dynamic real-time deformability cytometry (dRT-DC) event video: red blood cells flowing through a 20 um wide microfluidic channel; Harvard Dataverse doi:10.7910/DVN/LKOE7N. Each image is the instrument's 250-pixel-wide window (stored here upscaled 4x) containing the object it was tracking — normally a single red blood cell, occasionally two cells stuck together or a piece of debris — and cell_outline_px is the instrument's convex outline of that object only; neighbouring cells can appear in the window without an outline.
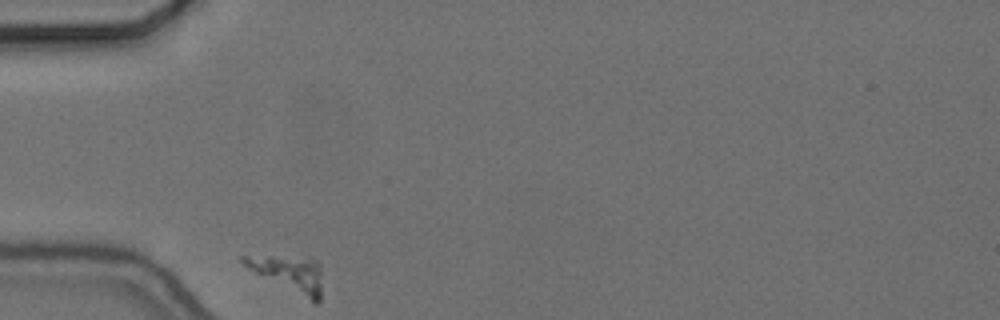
{"species": "common noctule bat (a hibernating species)", "species_latin": "Nyctalus noctula", "temperature_condition": "cold", "stored_images_in_passage": 36, "camera_frame_rate_fps": 3000, "um_per_image_px": 0.085, "animal": {"sex": "female", "body_mass_g": 24.6, "forearm_length_mm": 56.2}, "frame": {"image": 1, "passage_image": 1, "time_ms": 0.0, "image_size_px": [1000, 320], "cell_outline_px": [[320, 300], [316, 304], [248, 268], [240, 260], [240, 256], [272, 256], [316, 260], [320, 264]], "centroid_in_image_um": [24.58, 23.27], "position_along_channel_um": 60.4, "area_um2": 15.72}}
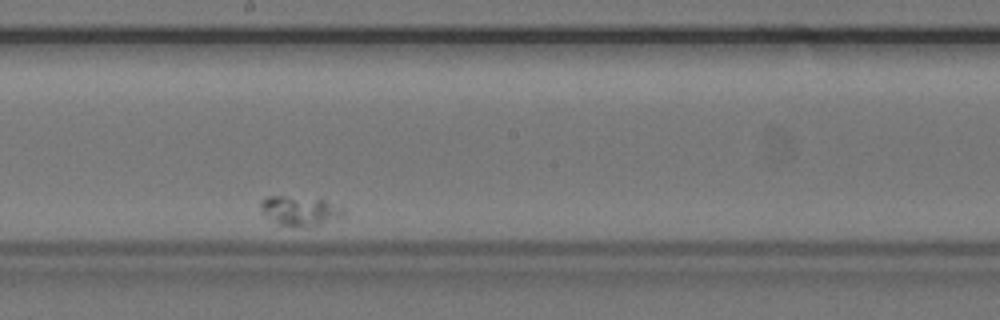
{"frame": {"image": 2, "passage_image": 19, "time_ms": 6.0, "image_size_px": [1000, 320], "cell_outline_px": [[348, 208], [344, 212], [336, 216], [308, 228], [280, 224], [268, 216], [260, 208], [260, 200], [268, 196], [284, 196], [324, 200]], "centroid_in_image_um": [25.47, 17.89], "position_along_channel_um": 222.7, "area_um2": 13.7}}
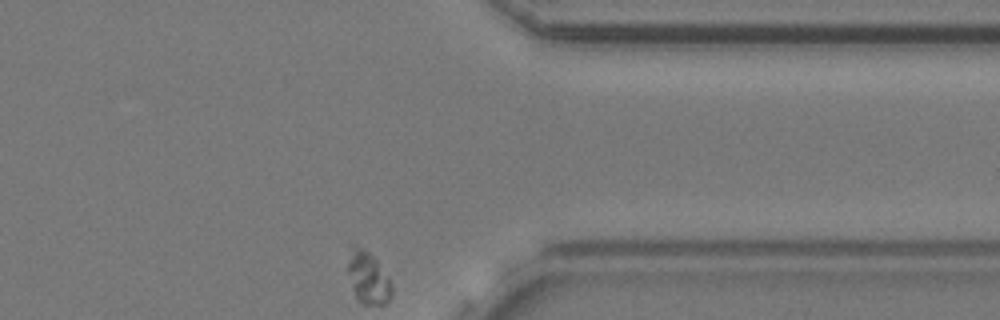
{"frame": {"image": 3, "passage_image": 36, "time_ms": 11.667, "image_size_px": [1000, 320], "cell_outline_px": [[392, 296], [384, 304], [360, 304], [356, 300], [344, 268], [348, 244], [356, 244], [364, 248], [376, 260], [388, 276], [392, 284]], "centroid_in_image_um": [31.17, 23.54], "position_along_channel_um": 380.2, "area_um2": 14.33}}